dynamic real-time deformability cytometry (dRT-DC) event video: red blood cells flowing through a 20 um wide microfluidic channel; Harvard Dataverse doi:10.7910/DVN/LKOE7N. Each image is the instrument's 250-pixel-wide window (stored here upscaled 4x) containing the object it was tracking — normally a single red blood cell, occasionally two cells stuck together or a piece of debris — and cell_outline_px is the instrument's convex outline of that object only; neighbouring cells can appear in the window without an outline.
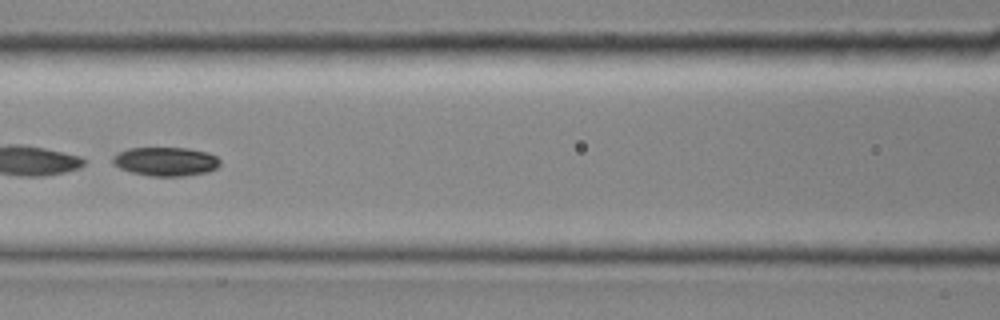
{"species": "common noctule bat (a hibernating species)", "species_latin": "Nyctalus noctula", "temperature_condition": "room temperature", "stored_images_in_passage": 42, "camera_frame_rate_fps": 3000, "um_per_image_px": 0.085, "animal": {"sex": "female", "body_mass_g": 19.0, "forearm_length_mm": 51.5}, "frame": {"image": 1, "passage_image": 19, "time_ms": 6.0, "image_size_px": [1000, 320], "cell_outline_px": [[220, 164], [216, 168], [208, 172], [180, 176], [148, 176], [132, 172], [120, 168], [112, 164], [112, 156], [116, 152], [128, 148], [188, 148], [208, 152], [216, 156], [220, 160]], "centroid_in_image_um": [14.05, 13.72], "position_along_channel_um": 152.5, "area_um2": 18.21}}
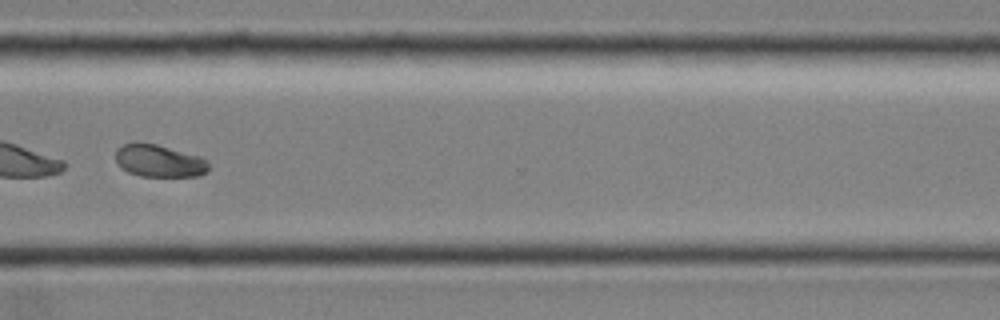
{"frame": {"image": 2, "passage_image": 33, "time_ms": 10.667, "image_size_px": [1000, 320], "cell_outline_px": [[208, 172], [200, 176], [140, 176], [128, 172], [120, 168], [116, 164], [116, 148], [124, 144], [136, 140], [156, 144], [200, 156], [208, 160]], "centroid_in_image_um": [13.5, 13.66], "position_along_channel_um": 357.1, "area_um2": 17.98}}